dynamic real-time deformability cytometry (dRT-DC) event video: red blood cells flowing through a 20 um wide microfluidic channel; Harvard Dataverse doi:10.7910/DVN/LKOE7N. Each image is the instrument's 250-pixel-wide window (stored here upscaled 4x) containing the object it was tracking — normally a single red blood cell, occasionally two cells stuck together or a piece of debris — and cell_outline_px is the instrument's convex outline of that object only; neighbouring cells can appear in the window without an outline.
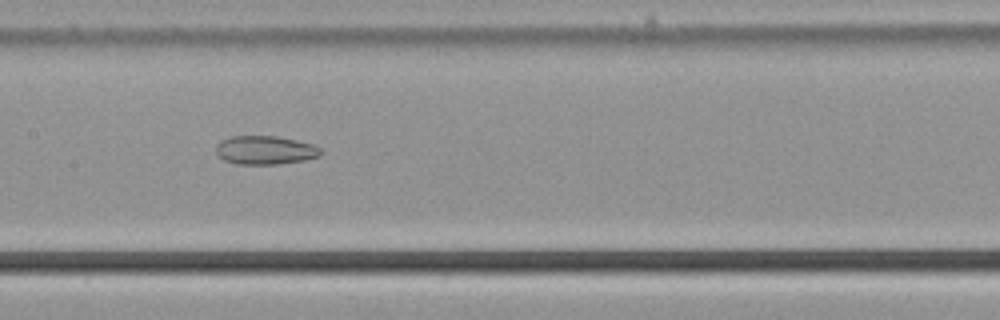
{"species": "common noctule bat (a hibernating species)", "species_latin": "Nyctalus noctula", "temperature_condition": "cold", "stored_images_in_passage": 39, "camera_frame_rate_fps": 3000, "um_per_image_px": 0.085, "animal": {"sex": "male", "body_mass_g": 21.5, "forearm_length_mm": 52.0}, "frame": {"image": 1, "passage_image": 12, "time_ms": 3.667, "image_size_px": [1000, 320], "cell_outline_px": [[324, 152], [320, 156], [304, 160], [280, 164], [236, 164], [224, 160], [216, 152], [216, 144], [220, 140], [232, 136], [276, 136], [316, 144]], "centroid_in_image_um": [22.57, 12.76], "position_along_channel_um": 184.8, "area_um2": 17.69}}
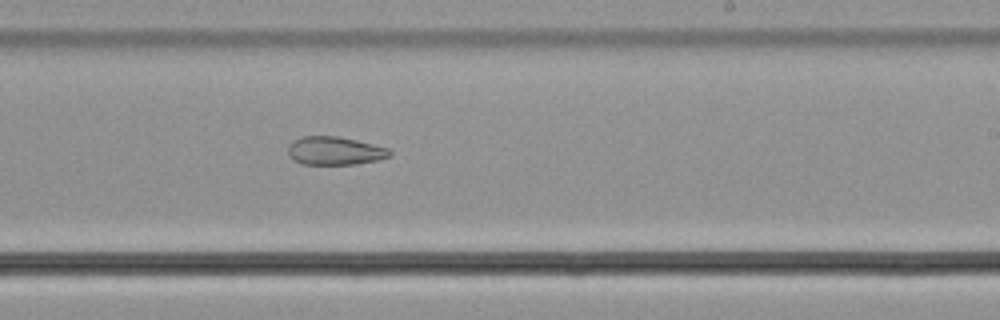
{"frame": {"image": 2, "passage_image": 18, "time_ms": 5.667, "image_size_px": [1000, 320], "cell_outline_px": [[392, 156], [376, 160], [356, 164], [304, 164], [296, 160], [288, 152], [288, 148], [300, 136], [336, 136], [356, 140], [388, 148], [392, 152]], "centroid_in_image_um": [28.51, 12.81], "position_along_channel_um": 260.5, "area_um2": 16.42}}
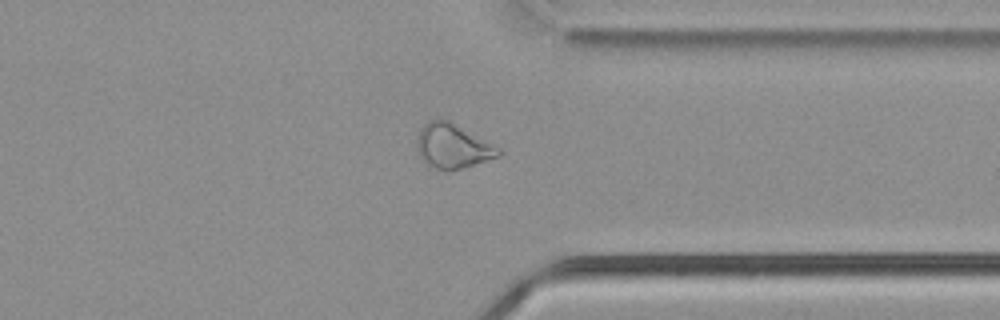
{"frame": {"image": 3, "passage_image": 27, "time_ms": 8.667, "image_size_px": [1000, 320], "cell_outline_px": [[500, 156], [464, 168], [444, 172], [428, 168], [424, 164], [420, 156], [416, 140], [420, 128], [428, 120], [448, 120], [500, 148]], "centroid_in_image_um": [38.43, 12.47], "position_along_channel_um": 373.0, "area_um2": 21.33}, "authors_computed_cell_mechanics": {"area_um2": 19.5364, "velocity_mm_per_s": 3.8067, "shape_relaxation_time_tau1_ms": null, "shape_relaxation_time_tau2_ms": 5.683, "deformation_change_tau1": null, "deformation_change_tau2": 0.1344}}